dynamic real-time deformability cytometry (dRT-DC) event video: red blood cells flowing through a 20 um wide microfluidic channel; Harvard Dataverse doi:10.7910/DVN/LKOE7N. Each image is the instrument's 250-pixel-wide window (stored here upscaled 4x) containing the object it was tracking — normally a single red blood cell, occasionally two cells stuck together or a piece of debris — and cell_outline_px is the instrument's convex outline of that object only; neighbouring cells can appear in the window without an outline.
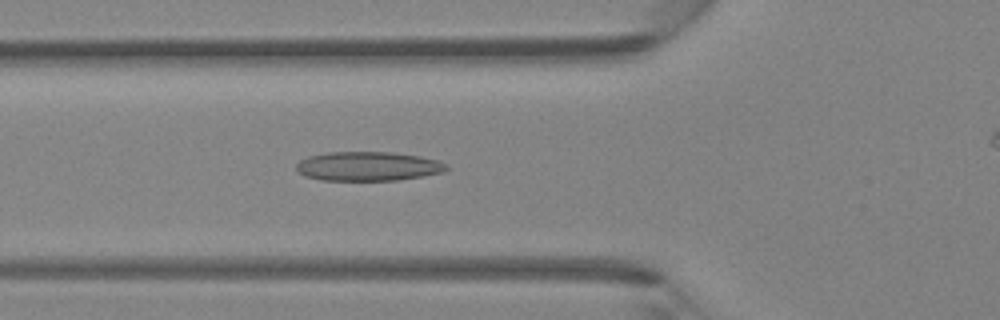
{"species": "Egyptian fruit bat (a non-hibernating species)", "species_latin": "Rousettus aegyptiacus", "temperature_condition": "room temperature", "stored_images_in_passage": 36, "camera_frame_rate_fps": 3000, "um_per_image_px": 0.085, "animal": {"sex": "female"}, "frame": {"image": 1, "passage_image": 12, "time_ms": 3.667, "image_size_px": [1000, 320], "cell_outline_px": [[448, 168], [444, 172], [424, 176], [396, 180], [320, 180], [304, 176], [296, 168], [296, 164], [300, 160], [308, 156], [328, 152], [392, 152], [420, 156], [440, 160], [448, 164]], "centroid_in_image_um": [31.32, 14.13], "position_along_channel_um": 94.5, "area_um2": 25.72}}
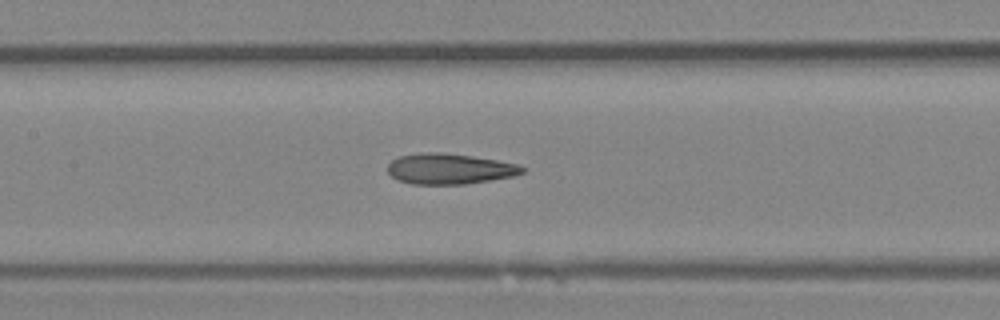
{"frame": {"image": 2, "passage_image": 17, "time_ms": 5.333, "image_size_px": [1000, 320], "cell_outline_px": [[528, 168], [524, 172], [516, 176], [464, 184], [412, 184], [396, 180], [388, 172], [388, 164], [392, 160], [400, 156], [436, 152], [440, 152], [472, 156], [496, 160], [516, 164]], "centroid_in_image_um": [38.24, 14.36], "position_along_channel_um": 169.2, "area_um2": 23.87}}
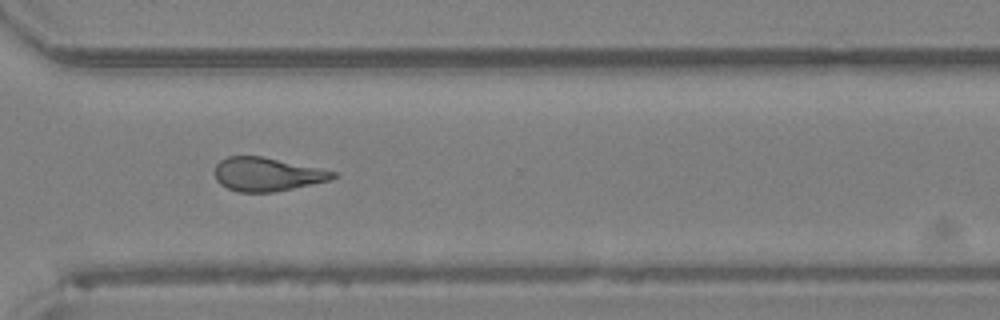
{"frame": {"image": 3, "passage_image": 29, "time_ms": 9.333, "image_size_px": [1000, 320], "cell_outline_px": [[340, 176], [332, 180], [272, 192], [236, 192], [220, 184], [216, 180], [216, 164], [220, 160], [228, 156], [264, 156], [320, 168], [336, 172]], "centroid_in_image_um": [22.73, 14.81], "position_along_channel_um": 347.9, "area_um2": 23.24}}